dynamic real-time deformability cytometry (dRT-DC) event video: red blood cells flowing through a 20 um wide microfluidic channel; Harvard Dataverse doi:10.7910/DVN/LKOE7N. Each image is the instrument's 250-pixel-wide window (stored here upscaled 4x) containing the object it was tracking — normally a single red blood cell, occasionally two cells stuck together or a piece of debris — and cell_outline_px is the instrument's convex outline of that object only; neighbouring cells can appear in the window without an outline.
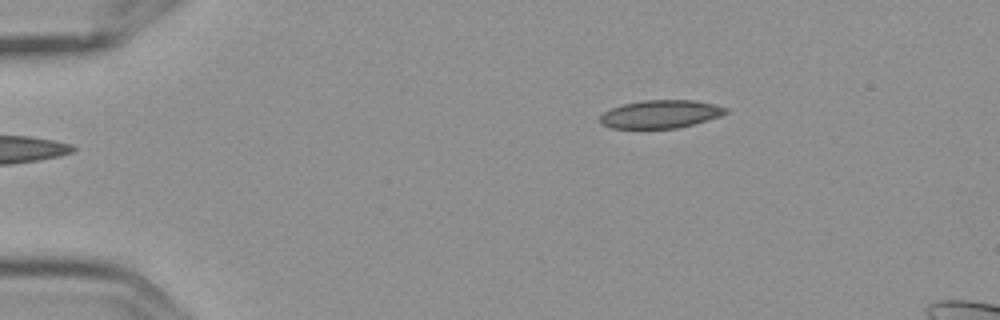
{"species": "Egyptian fruit bat (a non-hibernating species)", "species_latin": "Rousettus aegyptiacus", "temperature_condition": "cold", "stored_images_in_passage": 3, "camera_frame_rate_fps": 3000, "um_per_image_px": 0.085, "frame": {"image": 1, "passage_image": 3, "time_ms": 0.667, "image_size_px": [1000, 320], "cell_outline_px": [[728, 112], [720, 116], [708, 120], [676, 128], [612, 128], [600, 124], [600, 116], [604, 112], [612, 108], [624, 104], [644, 100], [692, 100], [716, 104], [728, 108]], "centroid_in_image_um": [56.16, 9.7], "position_along_channel_um": 28.8, "area_um2": 20.46}}